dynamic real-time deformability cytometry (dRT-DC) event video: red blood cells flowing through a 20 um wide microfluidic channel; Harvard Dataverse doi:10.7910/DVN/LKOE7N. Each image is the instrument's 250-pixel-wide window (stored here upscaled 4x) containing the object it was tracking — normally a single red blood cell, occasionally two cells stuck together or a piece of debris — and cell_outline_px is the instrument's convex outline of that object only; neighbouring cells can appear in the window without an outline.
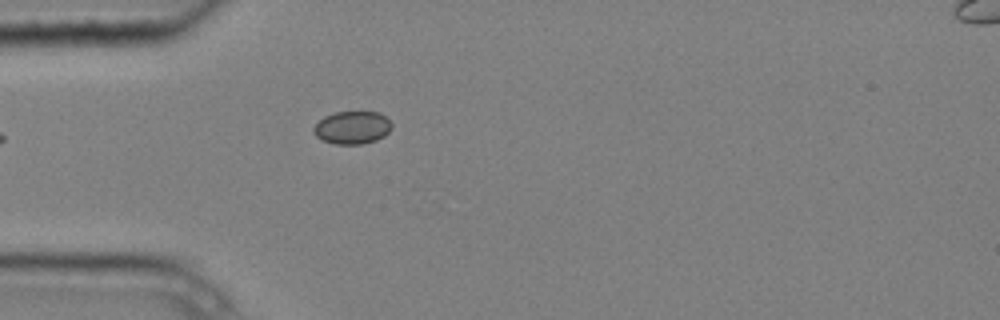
{"species": "common noctule bat (a hibernating species)", "species_latin": "Nyctalus noctula", "temperature_condition": "cold", "stored_images_in_passage": 4, "camera_frame_rate_fps": 3000, "um_per_image_px": 0.085, "animal": {"sex": "male", "body_mass_g": 20.4}, "frame": {"image": 1, "passage_image": 4, "time_ms": 1.0, "image_size_px": [1000, 320], "cell_outline_px": [[392, 128], [384, 136], [376, 140], [360, 144], [336, 144], [320, 140], [312, 132], [312, 128], [324, 116], [336, 112], [380, 112], [392, 124]], "centroid_in_image_um": [29.92, 10.85], "position_along_channel_um": 55.1, "area_um2": 14.97}}